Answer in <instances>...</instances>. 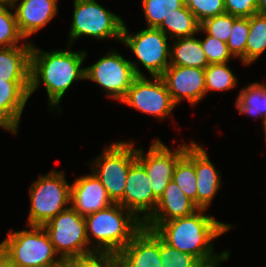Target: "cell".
<instances>
[{
    "label": "cell",
    "mask_w": 266,
    "mask_h": 267,
    "mask_svg": "<svg viewBox=\"0 0 266 267\" xmlns=\"http://www.w3.org/2000/svg\"><path fill=\"white\" fill-rule=\"evenodd\" d=\"M198 209L193 214L166 222H144V227L153 230L165 243L183 253L197 257L206 267H221L229 260L231 250H215L214 241L236 225L217 220Z\"/></svg>",
    "instance_id": "cell-1"
},
{
    "label": "cell",
    "mask_w": 266,
    "mask_h": 267,
    "mask_svg": "<svg viewBox=\"0 0 266 267\" xmlns=\"http://www.w3.org/2000/svg\"><path fill=\"white\" fill-rule=\"evenodd\" d=\"M72 45L63 49L45 50L32 43L29 97L44 85L47 94L48 110L62 113L61 101L78 81L85 80L84 62L87 60L86 50H71ZM63 49V50H62Z\"/></svg>",
    "instance_id": "cell-2"
},
{
    "label": "cell",
    "mask_w": 266,
    "mask_h": 267,
    "mask_svg": "<svg viewBox=\"0 0 266 267\" xmlns=\"http://www.w3.org/2000/svg\"><path fill=\"white\" fill-rule=\"evenodd\" d=\"M89 246L94 251L119 253L144 227L119 203L85 216Z\"/></svg>",
    "instance_id": "cell-3"
},
{
    "label": "cell",
    "mask_w": 266,
    "mask_h": 267,
    "mask_svg": "<svg viewBox=\"0 0 266 267\" xmlns=\"http://www.w3.org/2000/svg\"><path fill=\"white\" fill-rule=\"evenodd\" d=\"M124 23L123 17L97 0H73L67 45L74 46L81 37L94 38L100 42L111 39L121 43Z\"/></svg>",
    "instance_id": "cell-4"
},
{
    "label": "cell",
    "mask_w": 266,
    "mask_h": 267,
    "mask_svg": "<svg viewBox=\"0 0 266 267\" xmlns=\"http://www.w3.org/2000/svg\"><path fill=\"white\" fill-rule=\"evenodd\" d=\"M0 247L16 267L63 266V260L55 252L42 226L28 225L19 231L11 228L0 242Z\"/></svg>",
    "instance_id": "cell-5"
},
{
    "label": "cell",
    "mask_w": 266,
    "mask_h": 267,
    "mask_svg": "<svg viewBox=\"0 0 266 267\" xmlns=\"http://www.w3.org/2000/svg\"><path fill=\"white\" fill-rule=\"evenodd\" d=\"M31 183L26 226H42L70 206L71 183L67 181L65 170L52 168L49 173L39 174Z\"/></svg>",
    "instance_id": "cell-6"
},
{
    "label": "cell",
    "mask_w": 266,
    "mask_h": 267,
    "mask_svg": "<svg viewBox=\"0 0 266 267\" xmlns=\"http://www.w3.org/2000/svg\"><path fill=\"white\" fill-rule=\"evenodd\" d=\"M169 39L158 28L145 27L137 32H130L124 23L121 43L136 57V61L130 60L136 76H161L164 73L170 65ZM141 67L147 70L146 74Z\"/></svg>",
    "instance_id": "cell-7"
},
{
    "label": "cell",
    "mask_w": 266,
    "mask_h": 267,
    "mask_svg": "<svg viewBox=\"0 0 266 267\" xmlns=\"http://www.w3.org/2000/svg\"><path fill=\"white\" fill-rule=\"evenodd\" d=\"M135 144L136 141L122 139L111 142L100 155L87 163L113 203H118L123 198L129 169L136 161Z\"/></svg>",
    "instance_id": "cell-8"
},
{
    "label": "cell",
    "mask_w": 266,
    "mask_h": 267,
    "mask_svg": "<svg viewBox=\"0 0 266 267\" xmlns=\"http://www.w3.org/2000/svg\"><path fill=\"white\" fill-rule=\"evenodd\" d=\"M129 59L116 47L107 50L92 65L85 66V81L99 85L106 98L119 103L136 77Z\"/></svg>",
    "instance_id": "cell-9"
},
{
    "label": "cell",
    "mask_w": 266,
    "mask_h": 267,
    "mask_svg": "<svg viewBox=\"0 0 266 267\" xmlns=\"http://www.w3.org/2000/svg\"><path fill=\"white\" fill-rule=\"evenodd\" d=\"M42 227L48 234L55 252L63 261L94 252L89 246L85 217L71 206L44 223Z\"/></svg>",
    "instance_id": "cell-10"
},
{
    "label": "cell",
    "mask_w": 266,
    "mask_h": 267,
    "mask_svg": "<svg viewBox=\"0 0 266 267\" xmlns=\"http://www.w3.org/2000/svg\"><path fill=\"white\" fill-rule=\"evenodd\" d=\"M120 103L160 122L173 120V110L177 107L161 76H136Z\"/></svg>",
    "instance_id": "cell-11"
},
{
    "label": "cell",
    "mask_w": 266,
    "mask_h": 267,
    "mask_svg": "<svg viewBox=\"0 0 266 267\" xmlns=\"http://www.w3.org/2000/svg\"><path fill=\"white\" fill-rule=\"evenodd\" d=\"M150 144L147 153L144 147H136V160L144 167L152 192L159 199L172 180L177 162L186 153V141L170 148L157 137Z\"/></svg>",
    "instance_id": "cell-12"
},
{
    "label": "cell",
    "mask_w": 266,
    "mask_h": 267,
    "mask_svg": "<svg viewBox=\"0 0 266 267\" xmlns=\"http://www.w3.org/2000/svg\"><path fill=\"white\" fill-rule=\"evenodd\" d=\"M161 78L177 106L186 100L195 108L206 97L205 69L169 65Z\"/></svg>",
    "instance_id": "cell-13"
},
{
    "label": "cell",
    "mask_w": 266,
    "mask_h": 267,
    "mask_svg": "<svg viewBox=\"0 0 266 267\" xmlns=\"http://www.w3.org/2000/svg\"><path fill=\"white\" fill-rule=\"evenodd\" d=\"M186 142L185 156L194 164L197 177V207L209 210L222 186L221 171L210 160L205 144Z\"/></svg>",
    "instance_id": "cell-14"
},
{
    "label": "cell",
    "mask_w": 266,
    "mask_h": 267,
    "mask_svg": "<svg viewBox=\"0 0 266 267\" xmlns=\"http://www.w3.org/2000/svg\"><path fill=\"white\" fill-rule=\"evenodd\" d=\"M149 180L144 167L136 160L129 169L123 198L118 202L142 223L154 213L158 202Z\"/></svg>",
    "instance_id": "cell-15"
},
{
    "label": "cell",
    "mask_w": 266,
    "mask_h": 267,
    "mask_svg": "<svg viewBox=\"0 0 266 267\" xmlns=\"http://www.w3.org/2000/svg\"><path fill=\"white\" fill-rule=\"evenodd\" d=\"M18 29L26 41L59 15L58 0H18L13 5Z\"/></svg>",
    "instance_id": "cell-16"
},
{
    "label": "cell",
    "mask_w": 266,
    "mask_h": 267,
    "mask_svg": "<svg viewBox=\"0 0 266 267\" xmlns=\"http://www.w3.org/2000/svg\"><path fill=\"white\" fill-rule=\"evenodd\" d=\"M30 81L0 82V129L19 133L23 111L29 101Z\"/></svg>",
    "instance_id": "cell-17"
},
{
    "label": "cell",
    "mask_w": 266,
    "mask_h": 267,
    "mask_svg": "<svg viewBox=\"0 0 266 267\" xmlns=\"http://www.w3.org/2000/svg\"><path fill=\"white\" fill-rule=\"evenodd\" d=\"M112 204L100 179L91 170L72 180L70 206L81 216L85 217Z\"/></svg>",
    "instance_id": "cell-18"
},
{
    "label": "cell",
    "mask_w": 266,
    "mask_h": 267,
    "mask_svg": "<svg viewBox=\"0 0 266 267\" xmlns=\"http://www.w3.org/2000/svg\"><path fill=\"white\" fill-rule=\"evenodd\" d=\"M119 267H162L160 237L143 227L118 253Z\"/></svg>",
    "instance_id": "cell-19"
},
{
    "label": "cell",
    "mask_w": 266,
    "mask_h": 267,
    "mask_svg": "<svg viewBox=\"0 0 266 267\" xmlns=\"http://www.w3.org/2000/svg\"><path fill=\"white\" fill-rule=\"evenodd\" d=\"M198 209L194 202L171 180L158 199L154 213L145 222H166L189 216Z\"/></svg>",
    "instance_id": "cell-20"
},
{
    "label": "cell",
    "mask_w": 266,
    "mask_h": 267,
    "mask_svg": "<svg viewBox=\"0 0 266 267\" xmlns=\"http://www.w3.org/2000/svg\"><path fill=\"white\" fill-rule=\"evenodd\" d=\"M32 45L0 47V82L30 81Z\"/></svg>",
    "instance_id": "cell-21"
},
{
    "label": "cell",
    "mask_w": 266,
    "mask_h": 267,
    "mask_svg": "<svg viewBox=\"0 0 266 267\" xmlns=\"http://www.w3.org/2000/svg\"><path fill=\"white\" fill-rule=\"evenodd\" d=\"M170 65L205 69L209 63L198 33L171 40Z\"/></svg>",
    "instance_id": "cell-22"
},
{
    "label": "cell",
    "mask_w": 266,
    "mask_h": 267,
    "mask_svg": "<svg viewBox=\"0 0 266 267\" xmlns=\"http://www.w3.org/2000/svg\"><path fill=\"white\" fill-rule=\"evenodd\" d=\"M238 92L234 103L238 113L255 120L260 119L264 125L266 123V83L250 82Z\"/></svg>",
    "instance_id": "cell-23"
},
{
    "label": "cell",
    "mask_w": 266,
    "mask_h": 267,
    "mask_svg": "<svg viewBox=\"0 0 266 267\" xmlns=\"http://www.w3.org/2000/svg\"><path fill=\"white\" fill-rule=\"evenodd\" d=\"M199 28L200 23L186 5L174 10L158 27L170 40L193 36L198 33Z\"/></svg>",
    "instance_id": "cell-24"
},
{
    "label": "cell",
    "mask_w": 266,
    "mask_h": 267,
    "mask_svg": "<svg viewBox=\"0 0 266 267\" xmlns=\"http://www.w3.org/2000/svg\"><path fill=\"white\" fill-rule=\"evenodd\" d=\"M249 34L246 43V66L256 63L266 52V15L255 14L249 17Z\"/></svg>",
    "instance_id": "cell-25"
},
{
    "label": "cell",
    "mask_w": 266,
    "mask_h": 267,
    "mask_svg": "<svg viewBox=\"0 0 266 267\" xmlns=\"http://www.w3.org/2000/svg\"><path fill=\"white\" fill-rule=\"evenodd\" d=\"M229 63L209 64L205 68L206 96L210 92L231 91L238 87V75H236Z\"/></svg>",
    "instance_id": "cell-26"
},
{
    "label": "cell",
    "mask_w": 266,
    "mask_h": 267,
    "mask_svg": "<svg viewBox=\"0 0 266 267\" xmlns=\"http://www.w3.org/2000/svg\"><path fill=\"white\" fill-rule=\"evenodd\" d=\"M32 45L18 29L13 6L0 2V47Z\"/></svg>",
    "instance_id": "cell-27"
},
{
    "label": "cell",
    "mask_w": 266,
    "mask_h": 267,
    "mask_svg": "<svg viewBox=\"0 0 266 267\" xmlns=\"http://www.w3.org/2000/svg\"><path fill=\"white\" fill-rule=\"evenodd\" d=\"M145 26L158 28L174 10L183 8L185 0H141Z\"/></svg>",
    "instance_id": "cell-28"
},
{
    "label": "cell",
    "mask_w": 266,
    "mask_h": 267,
    "mask_svg": "<svg viewBox=\"0 0 266 267\" xmlns=\"http://www.w3.org/2000/svg\"><path fill=\"white\" fill-rule=\"evenodd\" d=\"M172 181L197 206V177L194 164L184 155L176 164Z\"/></svg>",
    "instance_id": "cell-29"
},
{
    "label": "cell",
    "mask_w": 266,
    "mask_h": 267,
    "mask_svg": "<svg viewBox=\"0 0 266 267\" xmlns=\"http://www.w3.org/2000/svg\"><path fill=\"white\" fill-rule=\"evenodd\" d=\"M249 30V18L238 17L234 21L231 35L226 42L229 52L232 54L234 59H238L243 66H246V43Z\"/></svg>",
    "instance_id": "cell-30"
},
{
    "label": "cell",
    "mask_w": 266,
    "mask_h": 267,
    "mask_svg": "<svg viewBox=\"0 0 266 267\" xmlns=\"http://www.w3.org/2000/svg\"><path fill=\"white\" fill-rule=\"evenodd\" d=\"M62 267H119L118 254L109 251H94L66 259Z\"/></svg>",
    "instance_id": "cell-31"
},
{
    "label": "cell",
    "mask_w": 266,
    "mask_h": 267,
    "mask_svg": "<svg viewBox=\"0 0 266 267\" xmlns=\"http://www.w3.org/2000/svg\"><path fill=\"white\" fill-rule=\"evenodd\" d=\"M198 35H202L200 42L209 64L230 63L234 60L226 42L207 35L201 28H199Z\"/></svg>",
    "instance_id": "cell-32"
},
{
    "label": "cell",
    "mask_w": 266,
    "mask_h": 267,
    "mask_svg": "<svg viewBox=\"0 0 266 267\" xmlns=\"http://www.w3.org/2000/svg\"><path fill=\"white\" fill-rule=\"evenodd\" d=\"M162 267H206L197 257L172 248L160 238Z\"/></svg>",
    "instance_id": "cell-33"
},
{
    "label": "cell",
    "mask_w": 266,
    "mask_h": 267,
    "mask_svg": "<svg viewBox=\"0 0 266 267\" xmlns=\"http://www.w3.org/2000/svg\"><path fill=\"white\" fill-rule=\"evenodd\" d=\"M235 17L228 13H223L215 17L208 18L200 23V28L207 34L217 39L227 42L233 28Z\"/></svg>",
    "instance_id": "cell-34"
},
{
    "label": "cell",
    "mask_w": 266,
    "mask_h": 267,
    "mask_svg": "<svg viewBox=\"0 0 266 267\" xmlns=\"http://www.w3.org/2000/svg\"><path fill=\"white\" fill-rule=\"evenodd\" d=\"M185 5L195 15L199 23L226 13L224 0H185Z\"/></svg>",
    "instance_id": "cell-35"
},
{
    "label": "cell",
    "mask_w": 266,
    "mask_h": 267,
    "mask_svg": "<svg viewBox=\"0 0 266 267\" xmlns=\"http://www.w3.org/2000/svg\"><path fill=\"white\" fill-rule=\"evenodd\" d=\"M225 11L235 17L249 18L258 13V0H224Z\"/></svg>",
    "instance_id": "cell-36"
},
{
    "label": "cell",
    "mask_w": 266,
    "mask_h": 267,
    "mask_svg": "<svg viewBox=\"0 0 266 267\" xmlns=\"http://www.w3.org/2000/svg\"><path fill=\"white\" fill-rule=\"evenodd\" d=\"M0 267H16L10 260L9 256L3 251L1 247H0Z\"/></svg>",
    "instance_id": "cell-37"
},
{
    "label": "cell",
    "mask_w": 266,
    "mask_h": 267,
    "mask_svg": "<svg viewBox=\"0 0 266 267\" xmlns=\"http://www.w3.org/2000/svg\"><path fill=\"white\" fill-rule=\"evenodd\" d=\"M258 13L266 15V0H258Z\"/></svg>",
    "instance_id": "cell-38"
},
{
    "label": "cell",
    "mask_w": 266,
    "mask_h": 267,
    "mask_svg": "<svg viewBox=\"0 0 266 267\" xmlns=\"http://www.w3.org/2000/svg\"><path fill=\"white\" fill-rule=\"evenodd\" d=\"M18 0H0L1 3L13 5Z\"/></svg>",
    "instance_id": "cell-39"
},
{
    "label": "cell",
    "mask_w": 266,
    "mask_h": 267,
    "mask_svg": "<svg viewBox=\"0 0 266 267\" xmlns=\"http://www.w3.org/2000/svg\"><path fill=\"white\" fill-rule=\"evenodd\" d=\"M263 135H264V138H265V145H266V123L263 125Z\"/></svg>",
    "instance_id": "cell-40"
}]
</instances>
